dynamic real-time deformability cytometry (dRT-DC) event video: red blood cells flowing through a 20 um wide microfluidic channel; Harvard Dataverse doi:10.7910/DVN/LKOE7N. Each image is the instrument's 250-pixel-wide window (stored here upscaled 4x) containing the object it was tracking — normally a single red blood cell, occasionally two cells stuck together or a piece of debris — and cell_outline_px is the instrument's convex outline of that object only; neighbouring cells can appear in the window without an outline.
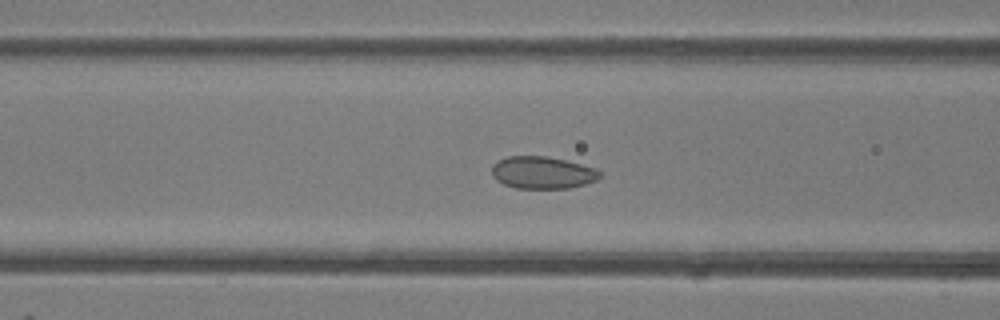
{"species": "common noctule bat (a hibernating species)", "species_latin": "Nyctalus noctula", "temperature_condition": "room temperature", "stored_images_in_passage": 51, "camera_frame_rate_fps": 3000, "um_per_image_px": 0.085, "animal": {"sex": "female"}, "frame": {"image": 1, "passage_image": 21, "time_ms": 6.667, "image_size_px": [1000, 320], "cell_outline_px": [[600, 176], [596, 180], [584, 184], [568, 188], [516, 188], [504, 184], [496, 180], [492, 176], [492, 164], [508, 156], [548, 156], [596, 168], [600, 172]], "centroid_in_image_um": [46.08, 14.67], "position_along_channel_um": 120.5, "area_um2": 20.17}}
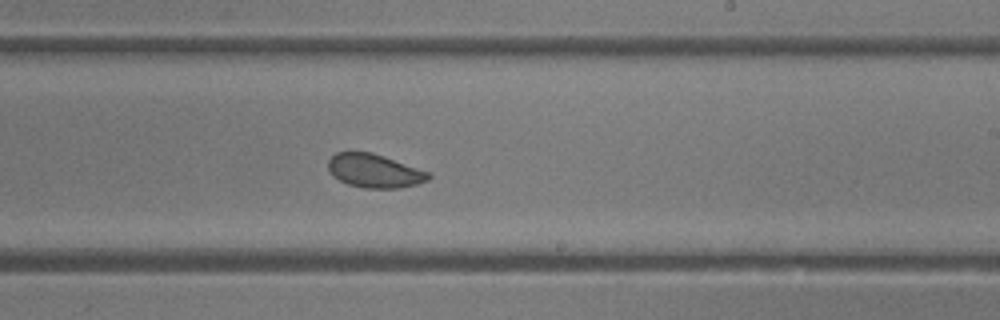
{"frame": {"image": 2, "passage_image": 31, "time_ms": 10.0, "image_size_px": [1000, 320], "cell_outline_px": [[432, 176], [428, 180], [416, 184], [400, 188], [364, 188], [348, 184], [332, 176], [328, 168], [328, 160], [336, 152], [372, 152], [384, 156], [428, 172]], "centroid_in_image_um": [31.8, 14.52], "position_along_channel_um": 257.2, "area_um2": 19.54}}
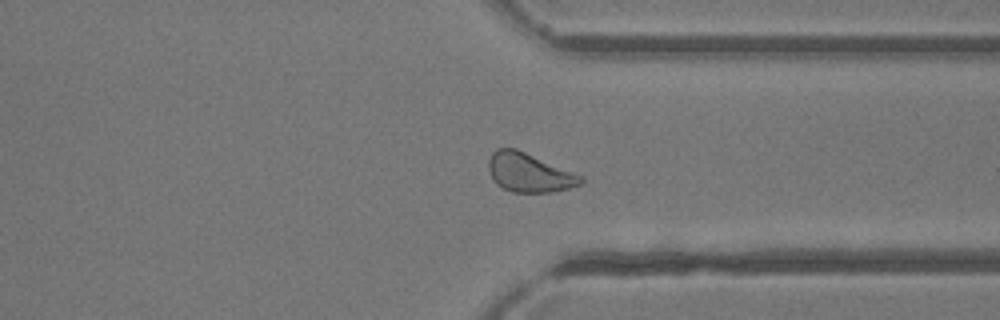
{"frame": {"image": 3, "passage_image": 39, "time_ms": 12.667, "image_size_px": [1000, 320], "cell_outline_px": [[584, 184], [552, 192], [512, 192], [496, 184], [488, 168], [488, 160], [492, 152], [496, 148], [516, 148], [584, 176]], "centroid_in_image_um": [45.0, 14.67], "position_along_channel_um": 366.4, "area_um2": 21.04}, "authors_computed_cell_mechanics": {"area_um2": 21.6172, "velocity_mm_per_s": 4.1024, "shape_relaxation_time_tau1_ms": 3.4585, "shape_relaxation_time_tau2_ms": 3.2341, "deformation_change_tau1": 0.0532, "deformation_change_tau2": 0.0614}}